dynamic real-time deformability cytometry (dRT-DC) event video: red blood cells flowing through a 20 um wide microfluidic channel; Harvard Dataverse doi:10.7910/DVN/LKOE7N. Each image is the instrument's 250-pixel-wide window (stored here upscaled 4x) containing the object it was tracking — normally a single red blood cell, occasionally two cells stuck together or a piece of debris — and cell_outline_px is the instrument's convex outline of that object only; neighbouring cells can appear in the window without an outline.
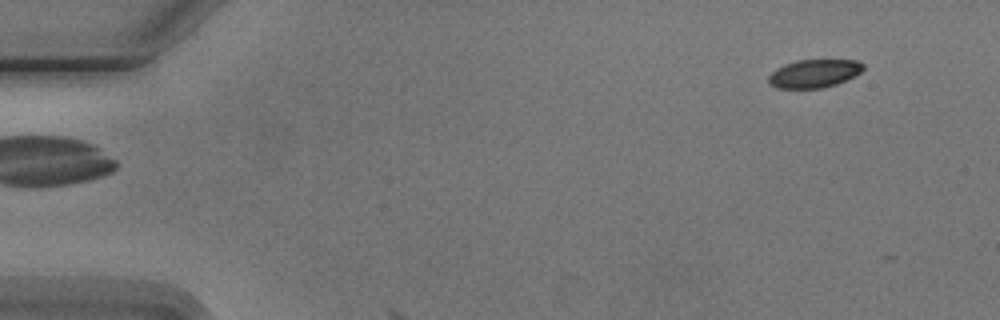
{"species": "Egyptian fruit bat (a non-hibernating species)", "species_latin": "Rousettus aegyptiacus", "temperature_condition": "cold", "stored_images_in_passage": 2, "camera_frame_rate_fps": 3000, "um_per_image_px": 0.085, "animal": {"sex": "male"}, "frame": {"image": 1, "passage_image": 1, "time_ms": 0.0, "image_size_px": [1000, 320], "cell_outline_px": [[864, 68], [860, 72], [836, 84], [820, 88], [776, 88], [768, 84], [768, 76], [776, 68], [784, 64], [796, 60], [856, 60], [864, 64]], "centroid_in_image_um": [69.15, 6.24], "position_along_channel_um": 15.9, "area_um2": 15.49}}